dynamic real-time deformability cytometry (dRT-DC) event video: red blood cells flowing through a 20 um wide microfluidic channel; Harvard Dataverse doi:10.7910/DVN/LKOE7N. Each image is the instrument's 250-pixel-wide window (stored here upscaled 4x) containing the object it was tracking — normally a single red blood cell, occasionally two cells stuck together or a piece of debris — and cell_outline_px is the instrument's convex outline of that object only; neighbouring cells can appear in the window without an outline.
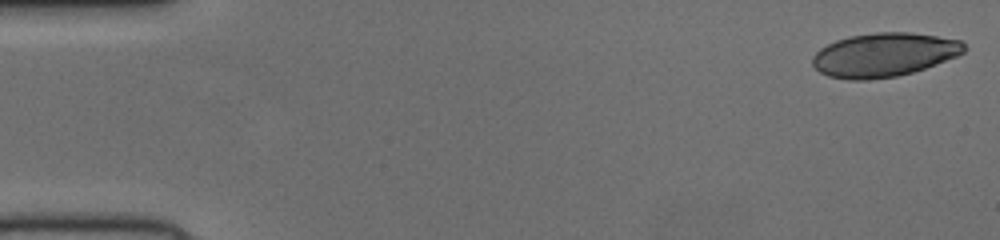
{"species": "human", "species_latin": "Homo sapiens", "temperature_condition": "cold", "stored_images_in_passage": 51, "camera_frame_rate_fps": 3000, "um_per_image_px": 0.085, "donor": {"sex": "female"}, "frame": {"image": 1, "passage_image": 1, "time_ms": 0.0, "image_size_px": [1000, 240], "cell_outline_px": [[964, 52], [956, 56], [936, 64], [912, 72], [896, 76], [868, 80], [848, 80], [828, 76], [820, 72], [812, 64], [812, 56], [820, 48], [836, 40], [848, 36], [876, 32], [912, 32], [960, 40], [964, 44]], "centroid_in_image_um": [75.1, 4.66], "position_along_channel_um": 9.9, "area_um2": 38.67}}
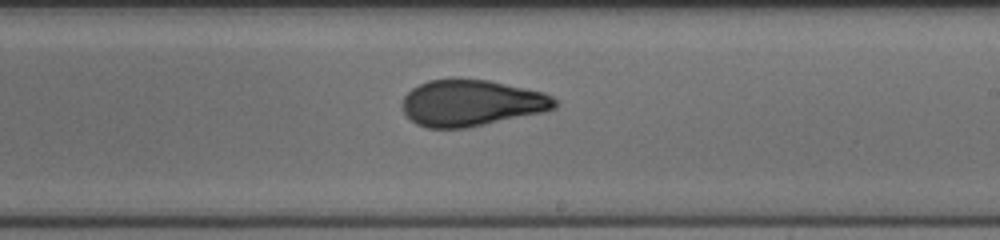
{"frame": {"image": 2, "passage_image": 30, "time_ms": 9.667, "image_size_px": [1000, 240], "cell_outline_px": [[556, 108], [544, 112], [468, 128], [428, 128], [416, 124], [400, 108], [400, 104], [404, 96], [412, 88], [428, 80], [488, 80], [544, 92], [552, 96], [556, 100]], "centroid_in_image_um": [40.07, 8.77], "position_along_channel_um": 248.9, "area_um2": 41.1}}
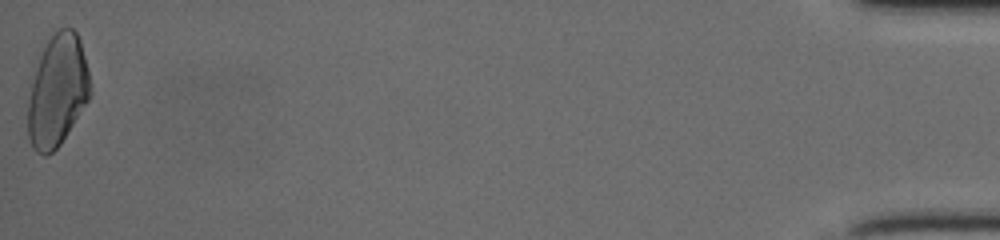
{"frame": {"image": 3, "passage_image": 51, "time_ms": 16.667, "image_size_px": [1000, 240], "cell_outline_px": [[92, 92], [88, 100], [60, 144], [52, 152], [44, 156], [36, 152], [32, 148], [28, 136], [28, 100], [40, 52], [56, 28], [72, 28], [76, 32], [80, 40], [88, 68], [92, 88]], "centroid_in_image_um": [4.89, 7.7], "position_along_channel_um": 430.3, "area_um2": 40.52}}